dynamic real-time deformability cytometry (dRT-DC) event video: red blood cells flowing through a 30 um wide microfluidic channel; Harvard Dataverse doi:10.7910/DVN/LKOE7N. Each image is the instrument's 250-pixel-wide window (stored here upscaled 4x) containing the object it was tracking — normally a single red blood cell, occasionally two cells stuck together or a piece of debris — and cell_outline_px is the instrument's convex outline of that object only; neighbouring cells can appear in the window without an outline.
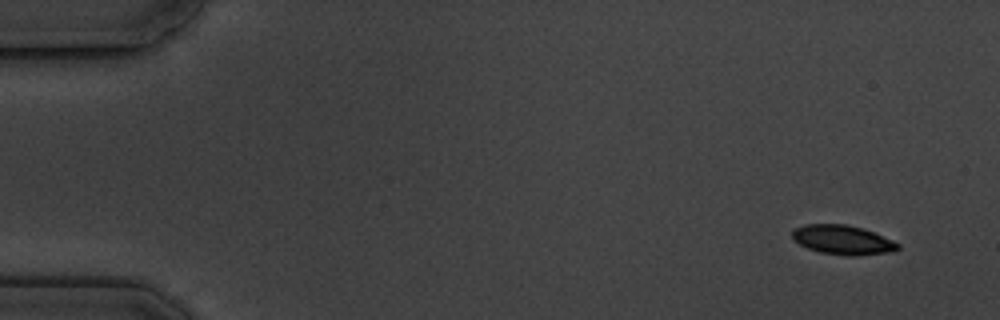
{"species": "common noctule bat (a hibernating species)", "species_latin": "Nyctalus noctula", "temperature_condition": "cold", "stored_images_in_passage": 5, "camera_frame_rate_fps": 3000, "um_per_image_px": 0.085, "animal": {"sex": "male", "body_mass_g": 19.5, "forearm_length_mm": 54.6}, "frame": {"image": 1, "passage_image": 1, "time_ms": 0.0, "image_size_px": [1000, 320], "cell_outline_px": [[900, 248], [892, 252], [852, 256], [848, 256], [820, 252], [808, 248], [800, 244], [792, 236], [792, 232], [796, 228], [804, 224], [844, 224], [864, 228], [892, 240], [900, 244]], "centroid_in_image_um": [71.66, 20.39], "position_along_channel_um": 13.3, "area_um2": 17.98}}
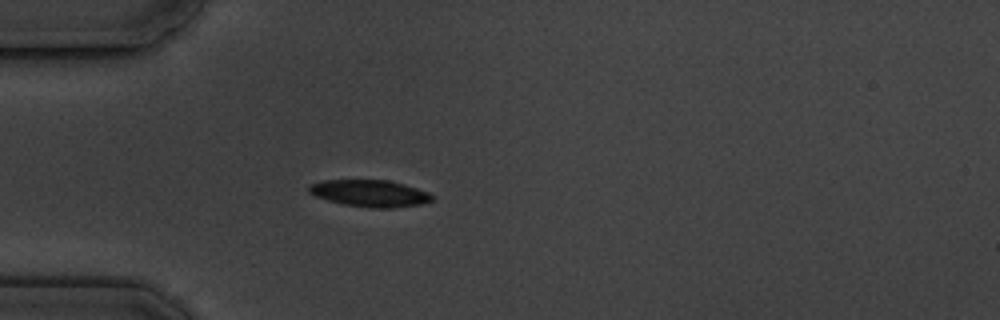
{"frame": {"image": 2, "passage_image": 5, "time_ms": 4.333, "image_size_px": [1000, 320], "cell_outline_px": [[432, 200], [424, 204], [392, 208], [368, 208], [344, 204], [328, 200], [316, 196], [308, 192], [308, 188], [312, 184], [324, 180], [388, 180], [404, 184], [428, 192], [432, 196]], "centroid_in_image_um": [31.46, 16.44], "position_along_channel_um": 53.5, "area_um2": 19.19}}